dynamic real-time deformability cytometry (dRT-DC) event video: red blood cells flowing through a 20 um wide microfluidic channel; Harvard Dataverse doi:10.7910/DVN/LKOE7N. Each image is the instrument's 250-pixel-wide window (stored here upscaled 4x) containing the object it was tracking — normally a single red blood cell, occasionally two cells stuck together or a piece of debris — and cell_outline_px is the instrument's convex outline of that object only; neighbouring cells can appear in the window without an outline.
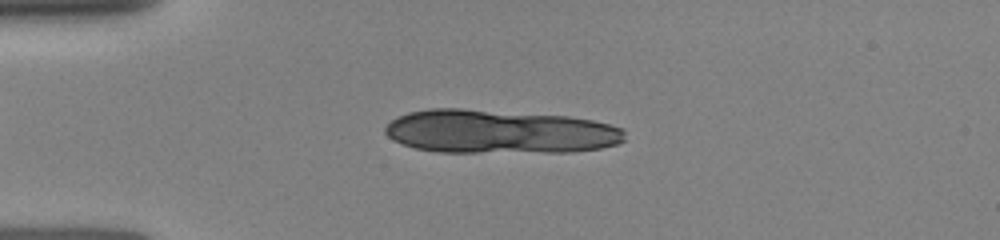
{"species": "human", "species_latin": "Homo sapiens", "temperature_condition": "room temperature", "stored_images_in_passage": 17, "camera_frame_rate_fps": 3000, "um_per_image_px": 0.085, "donor": {"sex": "female"}, "frame": {"image": 1, "passage_image": 13, "time_ms": 2.667, "image_size_px": [1000, 240], "cell_outline_px": [[624, 140], [616, 144], [600, 148], [572, 152], [440, 152], [416, 148], [392, 140], [384, 132], [384, 128], [392, 120], [408, 112], [432, 108], [460, 108], [568, 116], [592, 120], [608, 124], [620, 128], [624, 132]], "centroid_in_image_um": [42.44, 11.19], "position_along_channel_um": 42.6, "area_um2": 61.09}}